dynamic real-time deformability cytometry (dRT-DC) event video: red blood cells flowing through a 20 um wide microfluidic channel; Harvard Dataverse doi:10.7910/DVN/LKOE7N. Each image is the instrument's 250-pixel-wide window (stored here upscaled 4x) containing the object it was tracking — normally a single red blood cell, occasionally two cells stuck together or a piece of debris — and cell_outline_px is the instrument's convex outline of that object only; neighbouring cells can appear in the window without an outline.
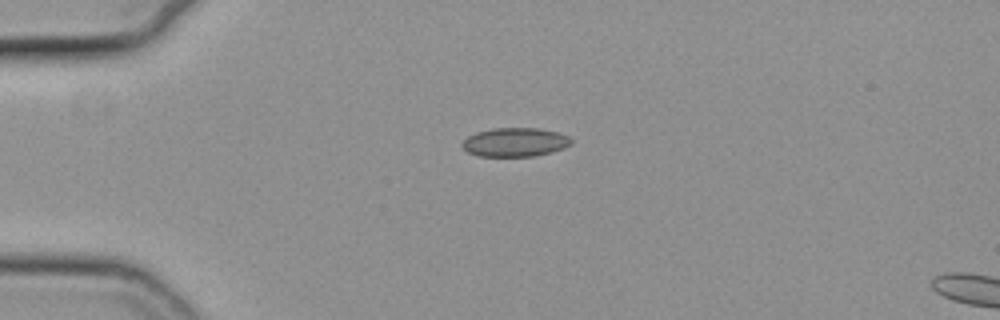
{"species": "common noctule bat (a hibernating species)", "species_latin": "Nyctalus noctula", "temperature_condition": "cold", "stored_images_in_passage": 4, "camera_frame_rate_fps": 3000, "um_per_image_px": 0.085, "animal": {"sex": "female", "body_mass_g": 19.3, "forearm_length_mm": 54.1}, "frame": {"image": 1, "passage_image": 1, "time_ms": 0.0, "image_size_px": [1000, 320], "cell_outline_px": [[572, 144], [564, 148], [552, 152], [536, 156], [480, 156], [468, 152], [460, 144], [468, 136], [476, 132], [492, 128], [540, 128], [556, 132], [568, 136], [572, 140]], "centroid_in_image_um": [43.79, 12.08], "position_along_channel_um": 41.2, "area_um2": 18.38}}